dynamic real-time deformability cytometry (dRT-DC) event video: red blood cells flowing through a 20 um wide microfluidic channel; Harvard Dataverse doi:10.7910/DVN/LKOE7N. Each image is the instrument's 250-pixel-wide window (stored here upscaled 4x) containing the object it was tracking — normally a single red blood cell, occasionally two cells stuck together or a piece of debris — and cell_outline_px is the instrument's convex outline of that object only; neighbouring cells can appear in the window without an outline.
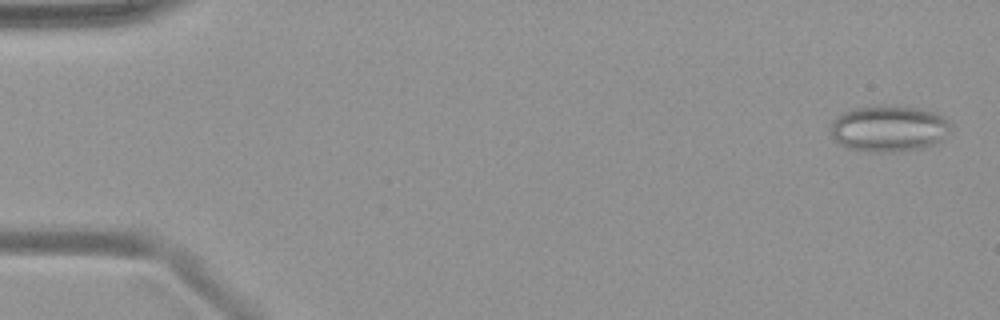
{"species": "common noctule bat (a hibernating species)", "species_latin": "Nyctalus noctula", "temperature_condition": "warm", "stored_images_in_passage": 32, "camera_frame_rate_fps": 3000, "um_per_image_px": 0.085, "animal": {"sex": "female", "body_mass_g": 19.9}, "frame": {"image": 1, "passage_image": 2, "time_ms": 0.333, "image_size_px": [1000, 320], "cell_outline_px": [[952, 124], [940, 140], [936, 144], [920, 148], [900, 152], [872, 152], [848, 148], [840, 144], [832, 136], [832, 120], [836, 116], [852, 108], [868, 104], [896, 104], [936, 112], [944, 116]], "centroid_in_image_um": [75.54, 10.89], "position_along_channel_um": 9.5, "area_um2": 33.0}}
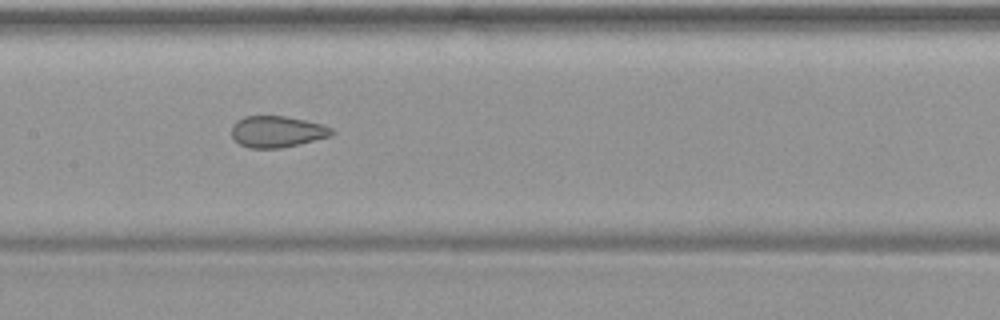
{"frame": {"image": 2, "passage_image": 25, "time_ms": 8.0, "image_size_px": [1000, 320], "cell_outline_px": [[336, 132], [332, 136], [300, 144], [280, 148], [248, 148], [240, 144], [232, 136], [232, 124], [236, 120], [244, 116], [284, 116], [324, 124], [332, 128]], "centroid_in_image_um": [23.58, 11.19], "position_along_channel_um": 183.8, "area_um2": 18.5}}
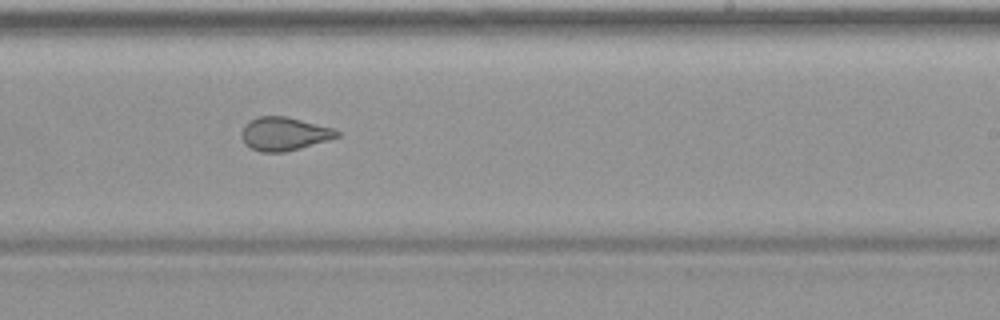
{"frame": {"image": 3, "passage_image": 31, "time_ms": 10.0, "image_size_px": [1000, 320], "cell_outline_px": [[340, 136], [300, 148], [284, 152], [260, 152], [244, 144], [240, 136], [240, 132], [244, 124], [248, 120], [260, 116], [288, 116], [332, 128], [340, 132]], "centroid_in_image_um": [24.09, 11.36], "position_along_channel_um": 264.9, "area_um2": 18.67}}